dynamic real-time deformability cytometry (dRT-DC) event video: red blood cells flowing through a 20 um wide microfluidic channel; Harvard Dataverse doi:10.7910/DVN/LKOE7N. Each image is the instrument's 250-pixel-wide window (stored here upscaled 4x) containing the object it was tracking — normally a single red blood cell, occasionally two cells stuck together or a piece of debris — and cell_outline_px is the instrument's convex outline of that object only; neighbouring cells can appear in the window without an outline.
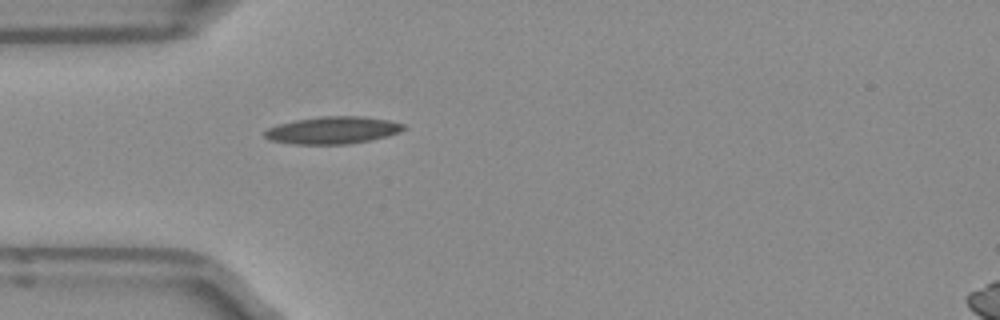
{"species": "Egyptian fruit bat (a non-hibernating species)", "species_latin": "Rousettus aegyptiacus", "temperature_condition": "room temperature", "stored_images_in_passage": 37, "camera_frame_rate_fps": 3000, "um_per_image_px": 0.085, "frame": {"image": 1, "passage_image": 1, "time_ms": 0.0, "image_size_px": [1000, 320], "cell_outline_px": [[408, 128], [400, 132], [388, 136], [348, 144], [292, 144], [268, 140], [264, 136], [264, 132], [268, 128], [280, 124], [296, 120], [320, 116], [364, 116], [388, 120], [404, 124]], "centroid_in_image_um": [28.3, 11.07], "position_along_channel_um": 56.7, "area_um2": 22.14}}
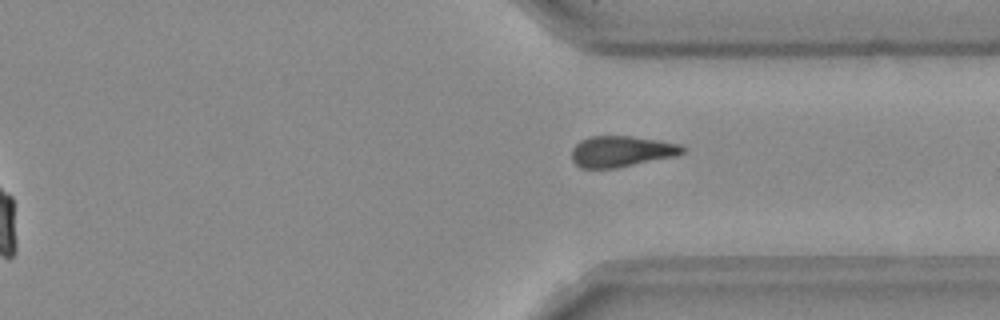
{"frame": {"image": 2, "passage_image": 24, "time_ms": 7.667, "image_size_px": [1000, 320], "cell_outline_px": [[684, 152], [676, 156], [616, 168], [580, 168], [572, 160], [572, 148], [580, 140], [588, 136], [628, 136], [656, 140], [680, 144], [684, 148]], "centroid_in_image_um": [52.79, 12.87], "position_along_channel_um": 358.6, "area_um2": 19.94}}
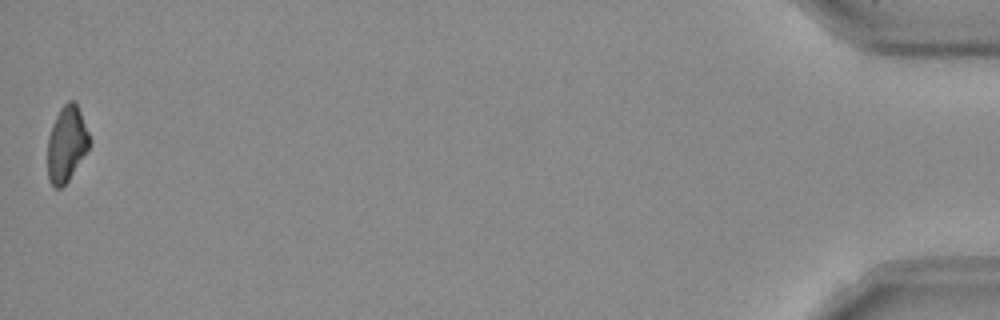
{"frame": {"image": 3, "passage_image": 37, "time_ms": 12.0, "image_size_px": [1000, 320], "cell_outline_px": [[92, 140], [88, 148], [68, 180], [60, 188], [56, 188], [48, 180], [48, 136], [52, 124], [60, 108], [68, 100], [76, 100]], "centroid_in_image_um": [5.67, 12.18], "position_along_channel_um": 429.5, "area_um2": 18.44}}